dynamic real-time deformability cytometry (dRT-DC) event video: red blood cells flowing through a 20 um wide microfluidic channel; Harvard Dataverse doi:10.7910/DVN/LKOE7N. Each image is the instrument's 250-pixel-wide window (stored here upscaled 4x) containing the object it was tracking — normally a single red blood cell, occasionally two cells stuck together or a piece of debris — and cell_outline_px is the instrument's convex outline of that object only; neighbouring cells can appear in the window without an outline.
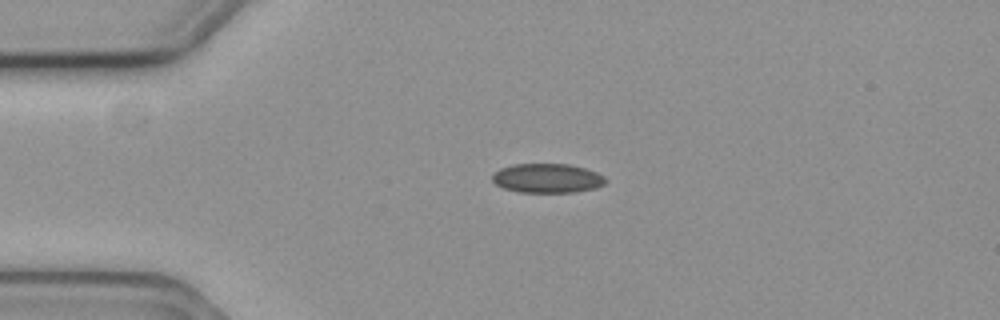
{"species": "common noctule bat (a hibernating species)", "species_latin": "Nyctalus noctula", "temperature_condition": "cold", "stored_images_in_passage": 2, "camera_frame_rate_fps": 3000, "um_per_image_px": 0.085, "animal": {"sex": "female", "body_mass_g": 19.3, "forearm_length_mm": 54.1}, "frame": {"image": 1, "passage_image": 1, "time_ms": 0.0, "image_size_px": [1000, 320], "cell_outline_px": [[608, 180], [604, 184], [596, 188], [572, 192], [520, 192], [504, 188], [496, 184], [492, 180], [492, 176], [500, 168], [512, 164], [568, 164], [584, 168], [596, 172], [604, 176]], "centroid_in_image_um": [46.53, 15.14], "position_along_channel_um": 38.5, "area_um2": 19.25}}